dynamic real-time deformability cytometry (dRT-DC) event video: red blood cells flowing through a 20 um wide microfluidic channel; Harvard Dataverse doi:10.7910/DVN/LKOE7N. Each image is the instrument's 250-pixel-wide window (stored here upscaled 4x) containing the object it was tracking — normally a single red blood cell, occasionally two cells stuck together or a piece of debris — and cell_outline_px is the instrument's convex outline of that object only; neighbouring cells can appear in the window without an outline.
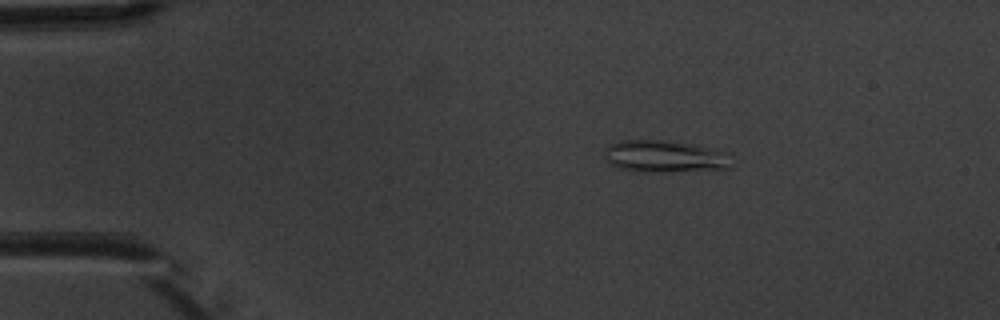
{"species": "common noctule bat (a hibernating species)", "species_latin": "Nyctalus noctula", "temperature_condition": "warm", "stored_images_in_passage": 9, "camera_frame_rate_fps": 3000, "um_per_image_px": 0.085, "animal": {"sex": "male", "body_mass_g": 20.1, "forearm_length_mm": 53.5}, "frame": {"image": 1, "passage_image": 1, "time_ms": 0.0, "image_size_px": [1000, 320], "cell_outline_px": [[732, 152], [728, 168], [660, 172], [636, 172], [616, 168], [608, 164], [608, 148], [612, 144], [624, 140], [660, 140], [692, 144]], "centroid_in_image_um": [56.55, 13.3], "position_along_channel_um": 28.5, "area_um2": 23.58}}
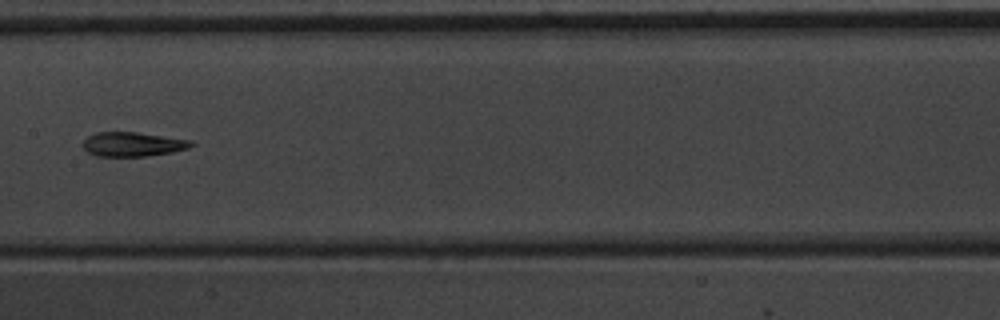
{"frame": {"image": 2, "passage_image": 6, "time_ms": 6.0, "image_size_px": [1000, 320], "cell_outline_px": [[196, 144], [188, 148], [172, 152], [148, 156], [96, 156], [88, 152], [80, 144], [88, 136], [96, 132], [136, 132], [192, 140]], "centroid_in_image_um": [11.28, 12.26], "position_along_channel_um": 196.1, "area_um2": 15.43}}
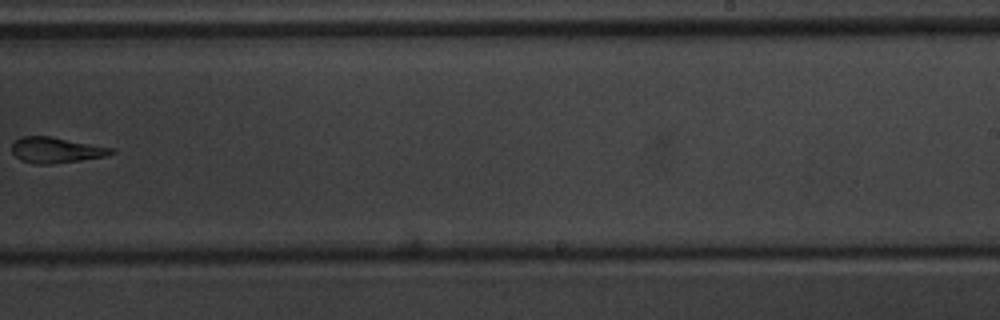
{"frame": {"image": 3, "passage_image": 8, "time_ms": 8.333, "image_size_px": [1000, 320], "cell_outline_px": [[116, 152], [104, 156], [80, 160], [52, 164], [32, 164], [20, 160], [12, 152], [12, 144], [20, 136], [48, 136], [116, 148]], "centroid_in_image_um": [4.76, 12.76], "position_along_channel_um": 284.2, "area_um2": 14.91}}